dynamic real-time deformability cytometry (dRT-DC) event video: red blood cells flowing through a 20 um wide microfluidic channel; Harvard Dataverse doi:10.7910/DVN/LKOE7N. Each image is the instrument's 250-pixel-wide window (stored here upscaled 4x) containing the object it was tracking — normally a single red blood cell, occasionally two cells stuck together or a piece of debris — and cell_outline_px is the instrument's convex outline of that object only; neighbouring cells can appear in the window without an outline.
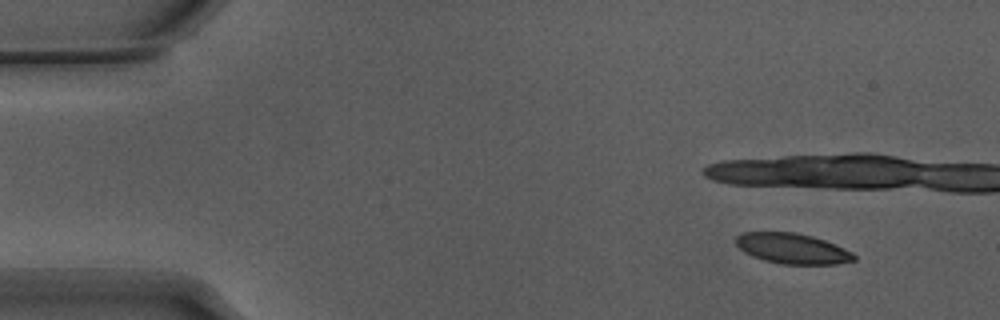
{"species": "Egyptian fruit bat (a non-hibernating species)", "species_latin": "Rousettus aegyptiacus", "temperature_condition": "warm", "stored_images_in_passage": 14, "camera_frame_rate_fps": 3000, "um_per_image_px": 0.085, "animal": {"sex": "male"}, "frame": {"image": 1, "passage_image": 5, "time_ms": 1.333, "image_size_px": [1000, 320], "cell_outline_px": [[856, 260], [836, 264], [780, 264], [764, 260], [752, 256], [744, 252], [736, 244], [736, 236], [744, 232], [796, 232], [812, 236], [824, 240], [844, 248], [852, 252], [856, 256]], "centroid_in_image_um": [67.35, 21.13], "position_along_channel_um": 17.6, "area_um2": 20.92}}